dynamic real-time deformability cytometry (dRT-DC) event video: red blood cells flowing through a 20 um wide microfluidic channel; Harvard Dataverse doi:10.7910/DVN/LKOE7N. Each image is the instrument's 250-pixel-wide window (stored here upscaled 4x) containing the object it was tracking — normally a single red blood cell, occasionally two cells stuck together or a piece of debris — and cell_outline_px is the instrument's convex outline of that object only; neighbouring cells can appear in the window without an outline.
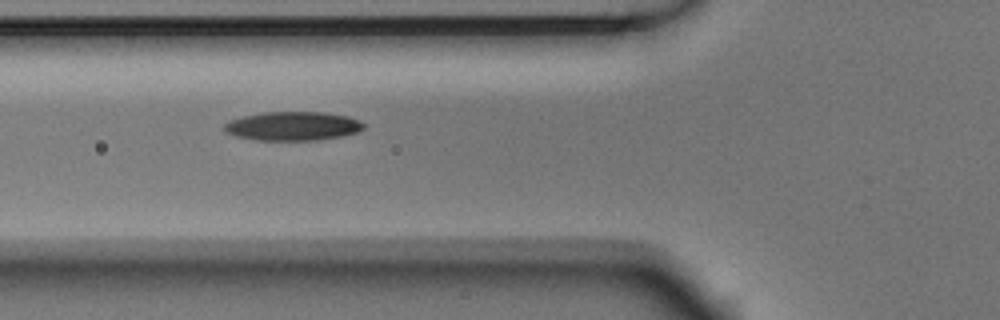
{"species": "Egyptian fruit bat (a non-hibernating species)", "species_latin": "Rousettus aegyptiacus", "temperature_condition": "room temperature", "stored_images_in_passage": 7, "camera_frame_rate_fps": 3000, "um_per_image_px": 0.085, "animal": {"sex": "male"}, "frame": {"image": 1, "passage_image": 6, "time_ms": 1.667, "image_size_px": [1000, 320], "cell_outline_px": [[364, 128], [360, 132], [340, 136], [316, 140], [256, 140], [236, 136], [224, 132], [224, 124], [232, 120], [244, 116], [264, 112], [324, 112], [348, 116], [360, 120], [364, 124]], "centroid_in_image_um": [24.91, 10.72], "position_along_channel_um": 100.9, "area_um2": 23.47}}
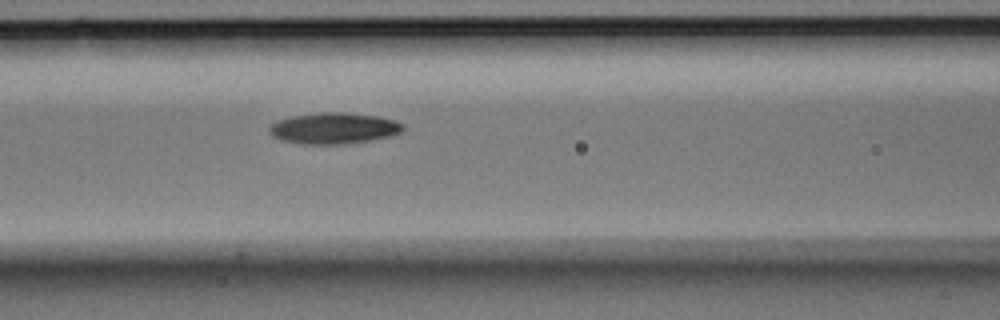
{"frame": {"image": 2, "passage_image": 7, "time_ms": 2.0, "image_size_px": [1000, 320], "cell_outline_px": [[404, 128], [400, 132], [388, 136], [368, 140], [340, 144], [300, 144], [280, 140], [272, 136], [268, 132], [268, 128], [276, 120], [292, 116], [320, 112], [344, 112], [380, 116], [404, 124]], "centroid_in_image_um": [28.31, 10.89], "position_along_channel_um": 138.3, "area_um2": 24.28}}